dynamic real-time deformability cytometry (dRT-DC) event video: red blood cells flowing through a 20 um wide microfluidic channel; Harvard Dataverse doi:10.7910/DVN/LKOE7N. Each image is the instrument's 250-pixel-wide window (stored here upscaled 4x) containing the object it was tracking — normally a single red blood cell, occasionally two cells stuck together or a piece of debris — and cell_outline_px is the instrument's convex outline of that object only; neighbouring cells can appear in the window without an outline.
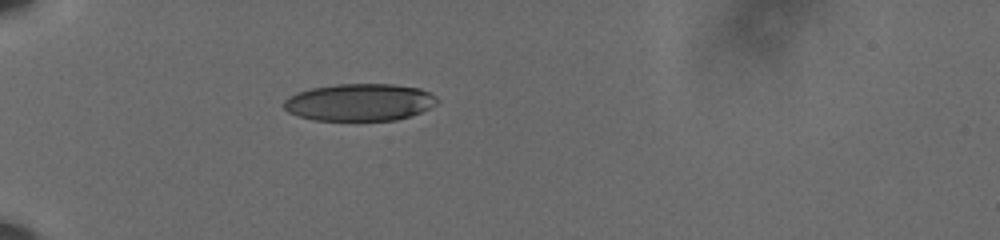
{"species": "human", "species_latin": "Homo sapiens", "temperature_condition": "cold", "stored_images_in_passage": 40, "camera_frame_rate_fps": 3000, "um_per_image_px": 0.085, "donor": {"sex": "male"}, "frame": {"image": 1, "passage_image": 1, "time_ms": 0.0, "image_size_px": [1000, 240], "cell_outline_px": [[440, 100], [436, 104], [420, 112], [396, 120], [312, 120], [288, 112], [284, 108], [284, 100], [288, 96], [312, 88], [336, 84], [396, 84], [420, 88], [436, 96]], "centroid_in_image_um": [30.58, 8.69], "position_along_channel_um": 54.4, "area_um2": 33.18}}
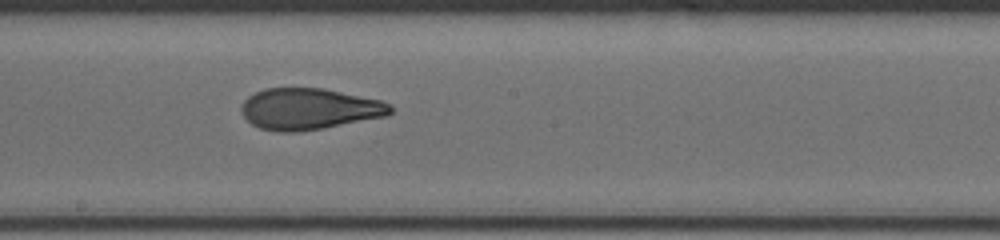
{"frame": {"image": 2, "passage_image": 17, "time_ms": 5.333, "image_size_px": [1000, 240], "cell_outline_px": [[392, 112], [388, 116], [324, 128], [296, 132], [276, 132], [260, 128], [252, 124], [244, 116], [240, 108], [240, 104], [248, 96], [264, 88], [324, 88], [380, 100], [392, 104]], "centroid_in_image_um": [26.28, 9.26], "position_along_channel_um": 221.9, "area_um2": 36.13}}
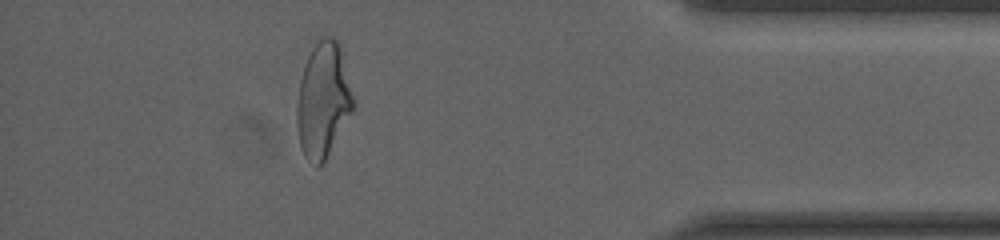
{"frame": {"image": 3, "passage_image": 35, "time_ms": 11.333, "image_size_px": [1000, 240], "cell_outline_px": [[356, 104], [324, 160], [316, 168], [304, 156], [300, 148], [296, 124], [296, 108], [300, 80], [304, 64], [312, 48], [324, 36], [332, 36], [336, 40], [340, 48]], "centroid_in_image_um": [27.44, 8.52], "position_along_channel_um": 407.8, "area_um2": 37.45}, "authors_computed_cell_mechanics": {"area_um2": 36.4429, "velocity_mm_per_s": 3.6146, "shape_relaxation_time_tau1_ms": 9.2017, "shape_relaxation_time_tau2_ms": 1.4858, "deformation_change_tau1": 0.2524, "deformation_change_tau2": 0.0913}}